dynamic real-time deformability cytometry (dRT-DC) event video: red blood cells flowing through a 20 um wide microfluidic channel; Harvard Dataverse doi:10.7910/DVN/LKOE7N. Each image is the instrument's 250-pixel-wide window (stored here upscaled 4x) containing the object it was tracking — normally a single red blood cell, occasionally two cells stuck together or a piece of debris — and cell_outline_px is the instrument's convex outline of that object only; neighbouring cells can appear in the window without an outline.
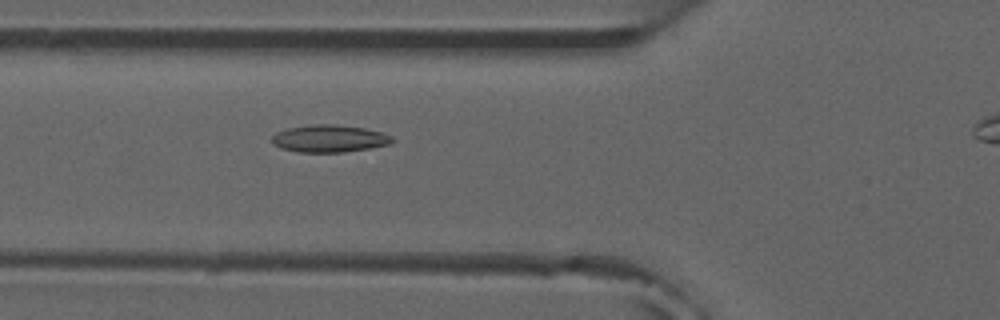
{"species": "common noctule bat (a hibernating species)", "species_latin": "Nyctalus noctula", "temperature_condition": "room temperature", "stored_images_in_passage": 36, "camera_frame_rate_fps": 3000, "um_per_image_px": 0.085, "animal": {"sex": "male", "forearm_length_mm": 52.5}, "frame": {"image": 1, "passage_image": 10, "time_ms": 3.0, "image_size_px": [1000, 320], "cell_outline_px": [[396, 140], [388, 144], [368, 148], [344, 152], [296, 152], [280, 148], [272, 144], [272, 136], [276, 132], [288, 128], [316, 124], [332, 124], [364, 128], [380, 132], [392, 136]], "centroid_in_image_um": [27.96, 11.78], "position_along_channel_um": 97.8, "area_um2": 19.07}, "authors_computed_cell_mechanics": {"area_um2": 18.3226, "velocity_mm_per_s": 3.8704, "shape_relaxation_time_tau1_ms": 7.8277, "shape_relaxation_time_tau2_ms": 1.4714, "deformation_change_tau1": 0.1968, "deformation_change_tau2": 0.0694}}